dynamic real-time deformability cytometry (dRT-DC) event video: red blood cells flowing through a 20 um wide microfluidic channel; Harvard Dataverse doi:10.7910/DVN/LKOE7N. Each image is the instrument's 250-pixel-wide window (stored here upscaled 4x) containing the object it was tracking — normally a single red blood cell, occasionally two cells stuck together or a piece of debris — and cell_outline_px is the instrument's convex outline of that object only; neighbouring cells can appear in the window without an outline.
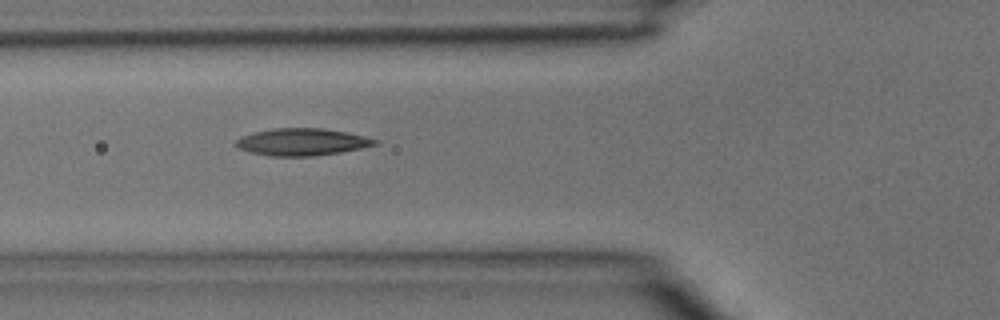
{"species": "common noctule bat (a hibernating species)", "species_latin": "Nyctalus noctula", "temperature_condition": "room temperature", "stored_images_in_passage": 5, "camera_frame_rate_fps": 3000, "um_per_image_px": 0.085, "animal": {"sex": "male", "body_mass_g": 15.6}, "frame": {"image": 1, "passage_image": 5, "time_ms": 1.333, "image_size_px": [1000, 320], "cell_outline_px": [[380, 140], [376, 144], [360, 148], [340, 152], [312, 156], [268, 156], [252, 152], [240, 148], [232, 144], [240, 136], [256, 132], [276, 128], [324, 128], [348, 132]], "centroid_in_image_um": [25.67, 12.06], "position_along_channel_um": 100.1, "area_um2": 21.91}}